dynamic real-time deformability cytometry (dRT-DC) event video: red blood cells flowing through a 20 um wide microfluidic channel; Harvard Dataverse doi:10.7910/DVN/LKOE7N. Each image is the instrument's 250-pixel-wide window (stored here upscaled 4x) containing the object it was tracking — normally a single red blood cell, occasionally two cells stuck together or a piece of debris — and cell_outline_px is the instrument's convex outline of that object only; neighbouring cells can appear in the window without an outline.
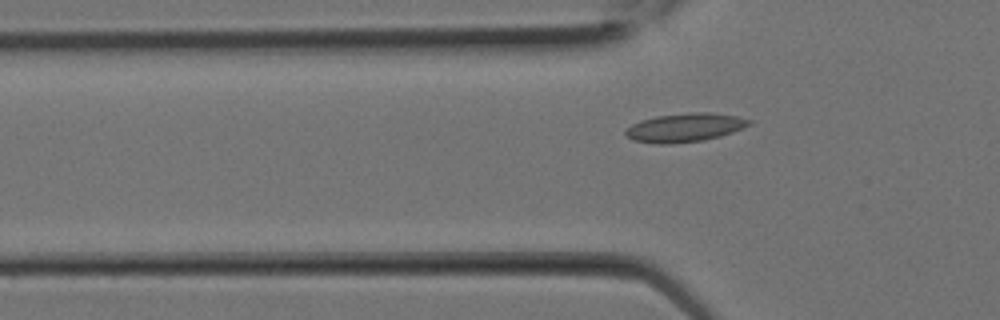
{"species": "Egyptian fruit bat (a non-hibernating species)", "species_latin": "Rousettus aegyptiacus", "temperature_condition": "room temperature", "stored_images_in_passage": 2, "camera_frame_rate_fps": 3000, "um_per_image_px": 0.085, "animal": {"sex": "female"}, "frame": {"image": 1, "passage_image": 2, "time_ms": 0.333, "image_size_px": [1000, 320], "cell_outline_px": [[752, 124], [744, 128], [720, 136], [704, 140], [672, 144], [656, 144], [632, 140], [624, 132], [632, 124], [640, 120], [656, 116], [692, 112], [708, 112], [736, 116], [752, 120]], "centroid_in_image_um": [58.22, 10.84], "position_along_channel_um": 67.6, "area_um2": 20.69}}